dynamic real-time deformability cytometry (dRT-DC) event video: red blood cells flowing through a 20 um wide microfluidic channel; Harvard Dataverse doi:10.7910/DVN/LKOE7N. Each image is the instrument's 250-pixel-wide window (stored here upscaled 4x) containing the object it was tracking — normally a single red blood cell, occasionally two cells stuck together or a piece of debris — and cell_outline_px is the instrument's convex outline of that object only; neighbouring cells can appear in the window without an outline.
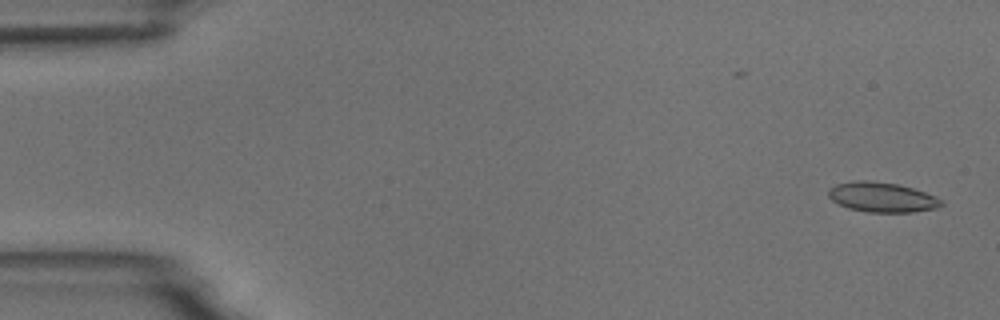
{"species": "common noctule bat (a hibernating species)", "species_latin": "Nyctalus noctula", "temperature_condition": "room temperature", "stored_images_in_passage": 5, "camera_frame_rate_fps": 3000, "um_per_image_px": 0.085, "animal": {"sex": "male", "body_mass_g": 18.8}, "frame": {"image": 1, "passage_image": 1, "time_ms": 0.0, "image_size_px": [1000, 320], "cell_outline_px": [[944, 204], [936, 208], [912, 212], [868, 212], [848, 208], [832, 200], [828, 196], [828, 188], [836, 184], [852, 180], [868, 180], [896, 184], [912, 188], [936, 196]], "centroid_in_image_um": [74.93, 16.75], "position_along_channel_um": 10.1, "area_um2": 19.59}}
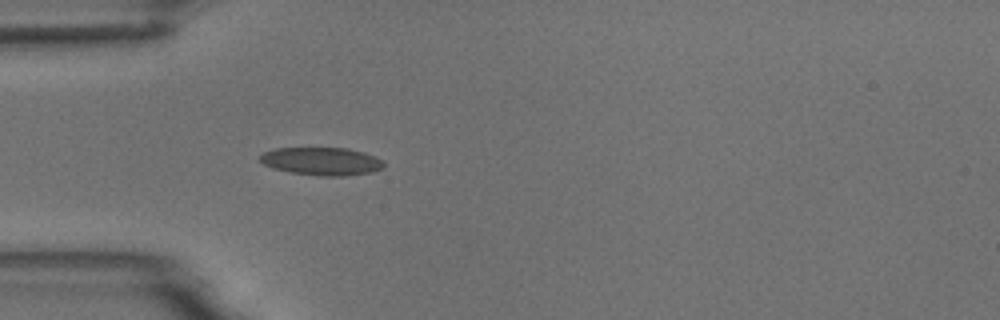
{"frame": {"image": 2, "passage_image": 5, "time_ms": 4.667, "image_size_px": [1000, 320], "cell_outline_px": [[384, 168], [372, 172], [344, 176], [320, 176], [292, 172], [272, 168], [264, 164], [260, 160], [260, 156], [264, 152], [276, 148], [348, 148], [364, 152], [380, 160], [384, 164]], "centroid_in_image_um": [27.34, 13.71], "position_along_channel_um": 57.7, "area_um2": 20.0}}